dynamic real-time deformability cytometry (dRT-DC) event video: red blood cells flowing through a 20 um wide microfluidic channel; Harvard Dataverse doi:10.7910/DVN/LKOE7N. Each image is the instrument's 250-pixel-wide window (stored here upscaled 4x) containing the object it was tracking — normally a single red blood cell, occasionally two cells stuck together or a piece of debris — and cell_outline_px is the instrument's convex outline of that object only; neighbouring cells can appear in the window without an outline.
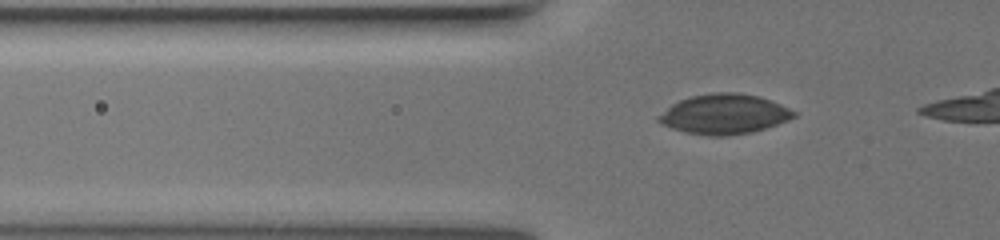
{"species": "common noctule bat (a hibernating species)", "species_latin": "Nyctalus noctula", "temperature_condition": "warm", "stored_images_in_passage": 36, "camera_frame_rate_fps": 3000, "um_per_image_px": 0.085, "animal": {"sex": "female", "body_mass_g": 19.5, "forearm_length_mm": 54.1}, "frame": {"image": 1, "passage_image": 2, "time_ms": 0.333, "image_size_px": [1000, 240], "cell_outline_px": [[796, 116], [788, 120], [752, 132], [724, 136], [708, 136], [688, 132], [672, 128], [660, 124], [656, 120], [656, 116], [672, 104], [680, 100], [692, 96], [716, 92], [736, 92], [760, 96], [780, 104], [796, 112]], "centroid_in_image_um": [61.53, 9.7], "position_along_channel_um": 64.3, "area_um2": 31.33}}
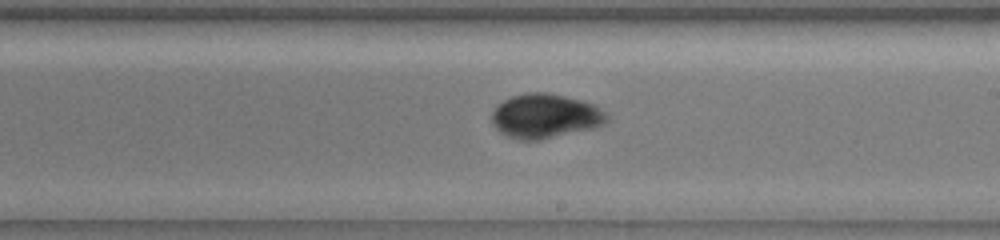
{"frame": {"image": 2, "passage_image": 19, "time_ms": 6.0, "image_size_px": [1000, 240], "cell_outline_px": [[608, 120], [604, 124], [592, 128], [540, 140], [516, 140], [500, 132], [492, 124], [492, 112], [496, 104], [512, 96], [524, 92], [548, 92], [580, 100], [592, 104], [604, 112], [608, 116]], "centroid_in_image_um": [46.29, 9.86], "position_along_channel_um": 242.7, "area_um2": 29.71}}
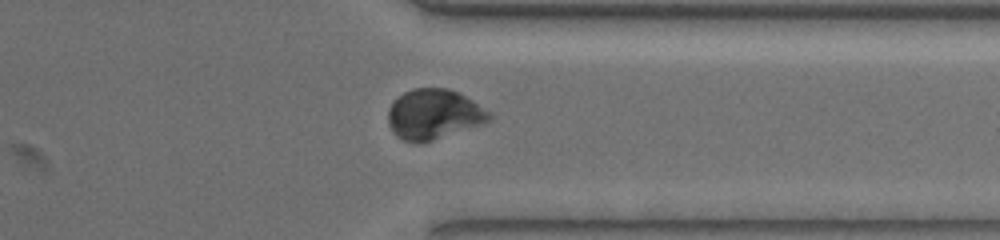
{"frame": {"image": 3, "passage_image": 31, "time_ms": 10.0, "image_size_px": [1000, 240], "cell_outline_px": [[488, 120], [480, 124], [420, 144], [416, 144], [404, 140], [396, 136], [392, 132], [388, 124], [388, 108], [392, 100], [396, 96], [412, 88], [448, 88], [472, 100], [488, 112]], "centroid_in_image_um": [36.75, 9.71], "position_along_channel_um": 374.6, "area_um2": 29.25}}